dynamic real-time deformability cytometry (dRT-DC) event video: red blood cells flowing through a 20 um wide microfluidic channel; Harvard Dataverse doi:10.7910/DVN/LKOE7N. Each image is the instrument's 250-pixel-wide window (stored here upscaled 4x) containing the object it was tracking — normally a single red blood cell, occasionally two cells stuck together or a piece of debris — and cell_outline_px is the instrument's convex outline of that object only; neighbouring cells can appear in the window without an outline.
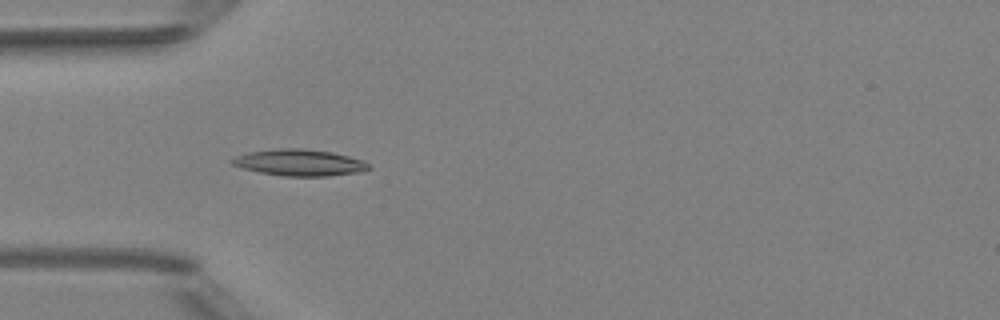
{"species": "Egyptian fruit bat (a non-hibernating species)", "species_latin": "Rousettus aegyptiacus", "temperature_condition": "room temperature", "stored_images_in_passage": 6, "camera_frame_rate_fps": 3000, "um_per_image_px": 0.085, "animal": {"sex": "female"}, "frame": {"image": 1, "passage_image": 5, "time_ms": 4.667, "image_size_px": [1000, 320], "cell_outline_px": [[372, 168], [360, 172], [328, 176], [284, 176], [260, 172], [244, 168], [232, 164], [228, 160], [236, 156], [248, 152], [276, 148], [304, 148], [332, 152], [364, 160]], "centroid_in_image_um": [25.46, 13.81], "position_along_channel_um": 59.5, "area_um2": 21.15}}
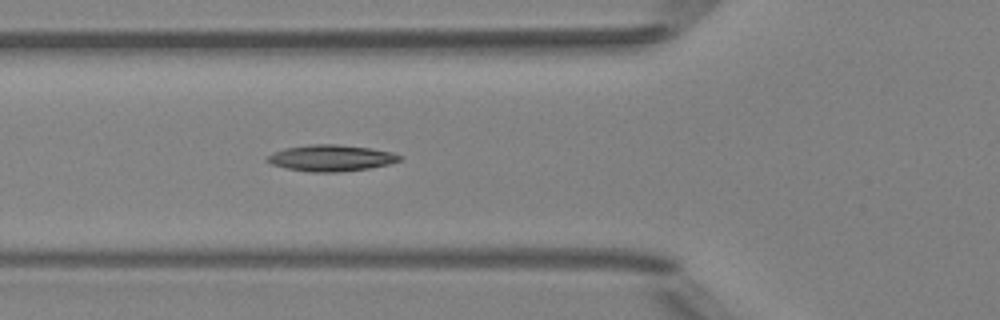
{"frame": {"image": 2, "passage_image": 6, "time_ms": 5.667, "image_size_px": [1000, 320], "cell_outline_px": [[400, 160], [388, 164], [368, 168], [340, 172], [312, 172], [288, 168], [272, 164], [264, 160], [272, 152], [284, 148], [312, 144], [336, 144], [368, 148], [392, 152], [400, 156]], "centroid_in_image_um": [28.09, 13.43], "position_along_channel_um": 97.7, "area_um2": 20.06}}